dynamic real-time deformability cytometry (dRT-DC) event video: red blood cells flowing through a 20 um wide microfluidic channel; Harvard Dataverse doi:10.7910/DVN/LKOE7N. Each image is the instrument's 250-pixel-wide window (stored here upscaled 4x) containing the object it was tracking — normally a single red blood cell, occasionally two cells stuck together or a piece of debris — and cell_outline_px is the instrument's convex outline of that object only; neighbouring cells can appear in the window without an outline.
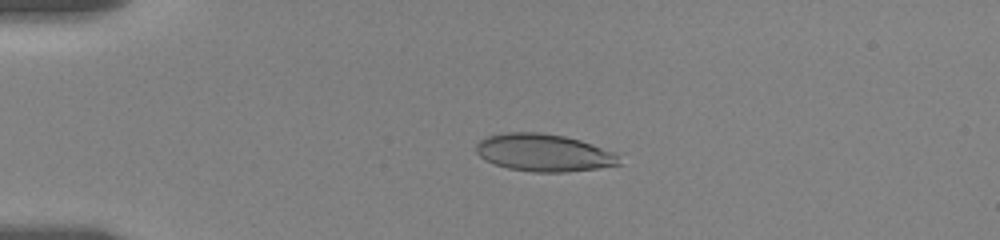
{"species": "human", "species_latin": "Homo sapiens", "temperature_condition": "room temperature", "stored_images_in_passage": 44, "camera_frame_rate_fps": 3000, "um_per_image_px": 0.085, "donor": {"sex": "female"}, "frame": {"image": 1, "passage_image": 1, "time_ms": 0.0, "image_size_px": [1000, 240], "cell_outline_px": [[620, 164], [596, 168], [564, 172], [532, 172], [508, 168], [484, 160], [476, 152], [476, 144], [480, 140], [488, 136], [504, 132], [540, 132], [564, 136], [580, 140], [592, 144], [612, 152], [616, 156]], "centroid_in_image_um": [46.15, 12.97], "position_along_channel_um": 38.8, "area_um2": 30.92}}
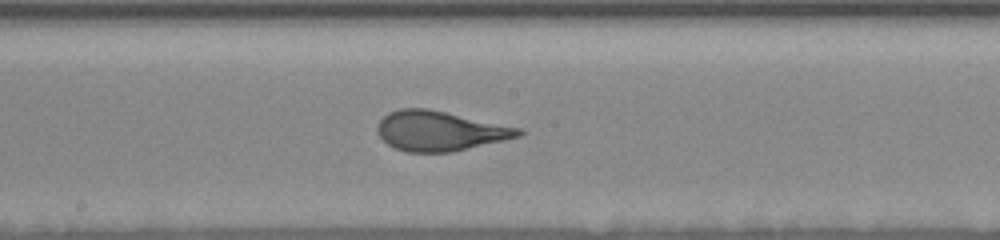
{"frame": {"image": 2, "passage_image": 19, "time_ms": 6.0, "image_size_px": [1000, 240], "cell_outline_px": [[524, 132], [520, 136], [504, 140], [452, 152], [408, 152], [396, 148], [388, 144], [380, 136], [376, 128], [380, 120], [388, 112], [400, 108], [428, 108], [520, 128]], "centroid_in_image_um": [37.37, 11.12], "position_along_channel_um": 210.8, "area_um2": 32.48}}
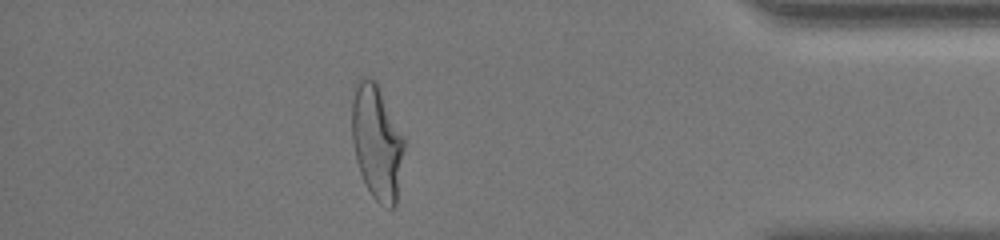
{"frame": {"image": 3, "passage_image": 38, "time_ms": 12.333, "image_size_px": [1000, 240], "cell_outline_px": [[404, 148], [396, 208], [388, 208], [380, 204], [372, 196], [364, 184], [356, 160], [352, 140], [352, 88], [356, 80], [360, 76], [364, 76], [376, 80], [380, 88], [404, 140]], "centroid_in_image_um": [32.0, 12.07], "position_along_channel_um": 403.2, "area_um2": 35.2}, "authors_computed_cell_mechanics": {"area_um2": 32.7726, "velocity_mm_per_s": 3.5505, "shape_relaxation_time_tau1_ms": 5.231, "shape_relaxation_time_tau2_ms": null, "deformation_change_tau1": 0.1978, "deformation_change_tau2": null}}